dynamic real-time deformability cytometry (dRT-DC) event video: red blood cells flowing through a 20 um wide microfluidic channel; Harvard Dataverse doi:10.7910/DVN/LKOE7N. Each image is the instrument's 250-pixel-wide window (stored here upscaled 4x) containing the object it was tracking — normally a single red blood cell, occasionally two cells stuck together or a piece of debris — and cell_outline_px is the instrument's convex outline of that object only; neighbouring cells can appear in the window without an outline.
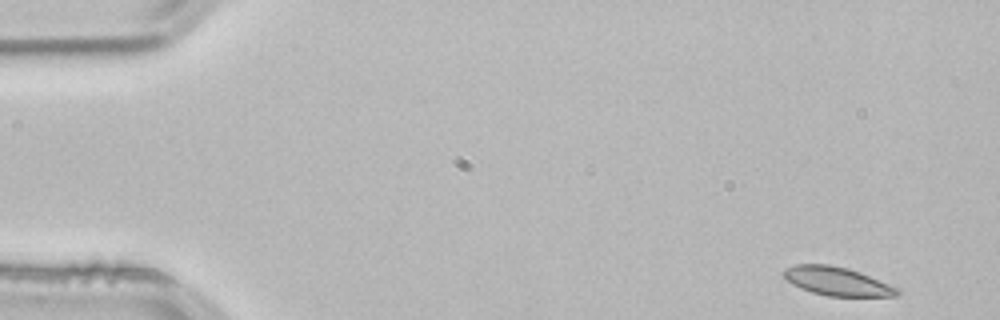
{"species": "common noctule bat (a hibernating species)", "species_latin": "Nyctalus noctula", "temperature_condition": "room temperature", "stored_images_in_passage": 10, "camera_frame_rate_fps": 3000, "um_per_image_px": 0.085, "animal": {"sex": "male", "body_mass_g": 21.5, "forearm_length_mm": 52.0}, "frame": {"image": 1, "passage_image": 1, "time_ms": 0.0, "image_size_px": [1000, 320], "cell_outline_px": [[900, 292], [896, 296], [828, 296], [812, 292], [800, 288], [792, 284], [780, 272], [784, 268], [796, 264], [828, 264], [848, 268], [860, 272], [896, 288]], "centroid_in_image_um": [71.07, 23.89], "position_along_channel_um": 13.9, "area_um2": 18.73}}